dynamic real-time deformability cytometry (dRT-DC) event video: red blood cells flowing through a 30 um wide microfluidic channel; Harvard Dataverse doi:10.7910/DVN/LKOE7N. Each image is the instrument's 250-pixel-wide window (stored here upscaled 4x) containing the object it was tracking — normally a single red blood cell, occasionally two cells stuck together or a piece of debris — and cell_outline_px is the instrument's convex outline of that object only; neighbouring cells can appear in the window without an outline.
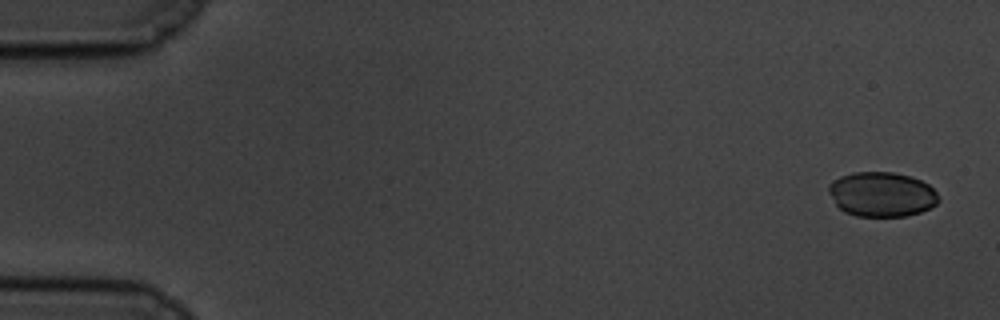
{"species": "common noctule bat (a hibernating species)", "species_latin": "Nyctalus noctula", "temperature_condition": "cold", "stored_images_in_passage": 57, "camera_frame_rate_fps": 3000, "um_per_image_px": 0.085, "animal": {"sex": "male", "body_mass_g": 19.5, "forearm_length_mm": 54.6}, "frame": {"image": 1, "passage_image": 1, "time_ms": 0.0, "image_size_px": [1000, 320], "cell_outline_px": [[940, 200], [936, 204], [920, 212], [904, 216], [856, 216], [844, 212], [836, 204], [828, 192], [828, 184], [840, 176], [852, 172], [892, 172], [912, 176], [928, 184], [936, 192]], "centroid_in_image_um": [74.93, 16.51], "position_along_channel_um": 10.1, "area_um2": 28.67}}
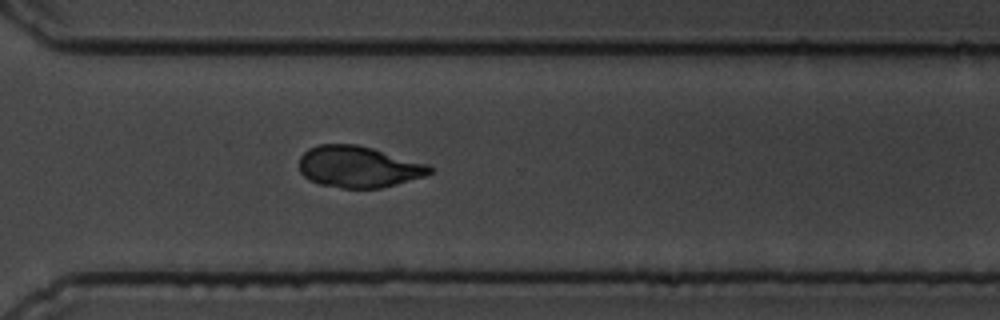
{"frame": {"image": 2, "passage_image": 41, "time_ms": 13.333, "image_size_px": [1000, 320], "cell_outline_px": [[432, 172], [424, 176], [396, 184], [380, 188], [340, 188], [320, 184], [308, 180], [300, 172], [300, 156], [308, 148], [320, 144], [356, 144], [372, 148], [428, 164], [432, 168]], "centroid_in_image_um": [30.44, 14.18], "position_along_channel_um": 340.2, "area_um2": 31.44}}
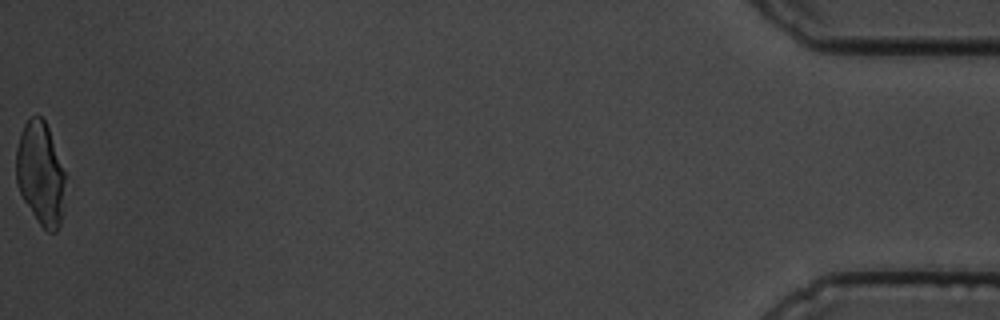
{"frame": {"image": 3, "passage_image": 57, "time_ms": 18.667, "image_size_px": [1000, 320], "cell_outline_px": [[64, 180], [60, 224], [56, 232], [48, 232], [40, 224], [24, 200], [16, 184], [16, 148], [20, 132], [24, 124], [32, 116], [40, 116], [44, 120], [48, 128], [64, 172]], "centroid_in_image_um": [3.4, 14.73], "position_along_channel_um": 431.8, "area_um2": 28.9}}